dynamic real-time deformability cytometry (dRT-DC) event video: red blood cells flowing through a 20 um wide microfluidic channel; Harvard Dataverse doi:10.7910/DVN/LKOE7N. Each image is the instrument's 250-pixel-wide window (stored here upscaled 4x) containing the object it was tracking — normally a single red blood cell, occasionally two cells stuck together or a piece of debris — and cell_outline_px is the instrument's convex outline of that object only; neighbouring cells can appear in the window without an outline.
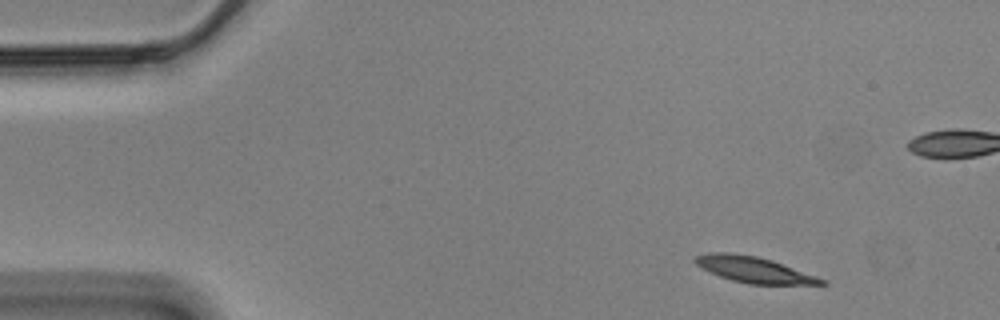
{"species": "Egyptian fruit bat (a non-hibernating species)", "species_latin": "Rousettus aegyptiacus", "temperature_condition": "cold", "stored_images_in_passage": 43, "camera_frame_rate_fps": 3000, "um_per_image_px": 0.085, "animal": {"sex": "male"}, "frame": {"image": 1, "passage_image": 1, "time_ms": 0.0, "image_size_px": [1000, 320], "cell_outline_px": [[828, 284], [748, 284], [732, 280], [720, 276], [696, 264], [692, 260], [696, 256], [708, 252], [728, 252], [756, 256], [772, 260], [828, 280]], "centroid_in_image_um": [64.11, 22.91], "position_along_channel_um": 20.9, "area_um2": 18.9}}
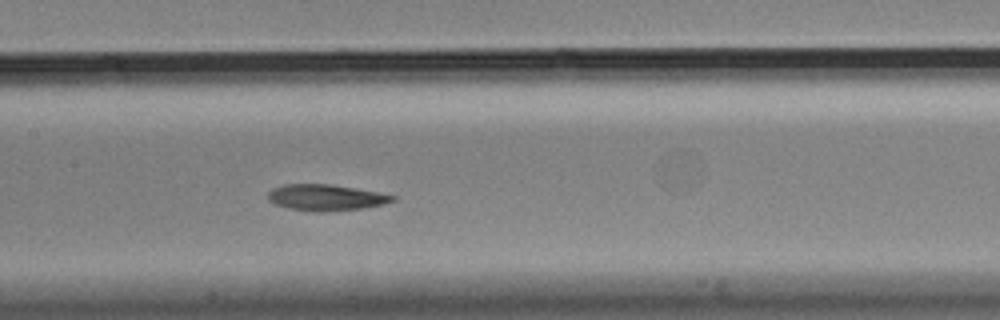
{"frame": {"image": 2, "passage_image": 22, "time_ms": 7.0, "image_size_px": [1000, 320], "cell_outline_px": [[396, 200], [384, 204], [364, 208], [324, 212], [316, 212], [288, 208], [276, 204], [268, 200], [268, 192], [272, 188], [284, 184], [328, 184], [380, 192], [396, 196]], "centroid_in_image_um": [27.71, 16.79], "position_along_channel_um": 179.7, "area_um2": 19.07}}
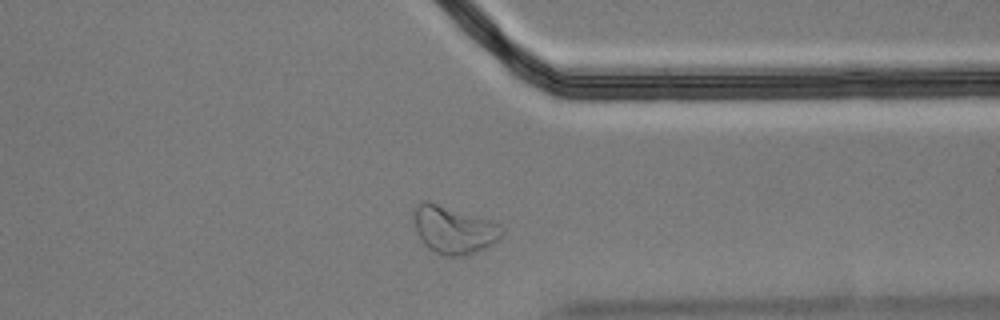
{"frame": {"image": 3, "passage_image": 39, "time_ms": 12.667, "image_size_px": [1000, 320], "cell_outline_px": [[504, 232], [492, 244], [464, 256], [444, 256], [428, 248], [424, 244], [416, 232], [416, 204], [420, 200], [428, 200], [500, 224], [504, 228]], "centroid_in_image_um": [38.56, 19.53], "position_along_channel_um": 372.8, "area_um2": 23.99}, "authors_computed_cell_mechanics": {"area_um2": 19.4208, "velocity_mm_per_s": 3.457, "shape_relaxation_time_tau1_ms": 8.7587, "shape_relaxation_time_tau2_ms": 8.7588, "deformation_change_tau1": 0.2026, "deformation_change_tau2": 0.1675}}